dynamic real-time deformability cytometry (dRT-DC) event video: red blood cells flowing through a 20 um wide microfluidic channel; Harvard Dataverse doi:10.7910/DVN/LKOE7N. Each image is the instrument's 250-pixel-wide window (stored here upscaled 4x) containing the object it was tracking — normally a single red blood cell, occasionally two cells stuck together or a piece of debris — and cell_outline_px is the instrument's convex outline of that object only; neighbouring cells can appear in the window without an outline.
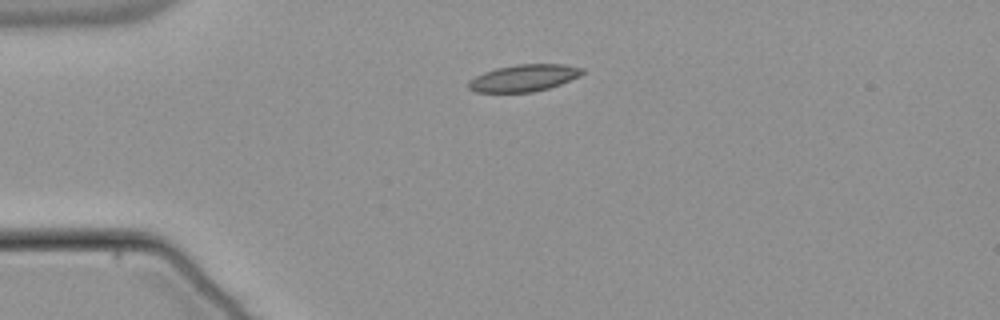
{"species": "common noctule bat (a hibernating species)", "species_latin": "Nyctalus noctula", "temperature_condition": "warm", "stored_images_in_passage": 42, "camera_frame_rate_fps": 3000, "um_per_image_px": 0.085, "animal": {"sex": "male", "body_mass_g": 21.5, "forearm_length_mm": 52.0}, "frame": {"image": 1, "passage_image": 1, "time_ms": 0.0, "image_size_px": [1000, 320], "cell_outline_px": [[584, 72], [580, 76], [560, 84], [548, 88], [532, 92], [476, 92], [468, 88], [468, 84], [476, 76], [484, 72], [496, 68], [516, 64], [564, 64], [584, 68]], "centroid_in_image_um": [44.56, 6.62], "position_along_channel_um": 40.4, "area_um2": 17.74}}
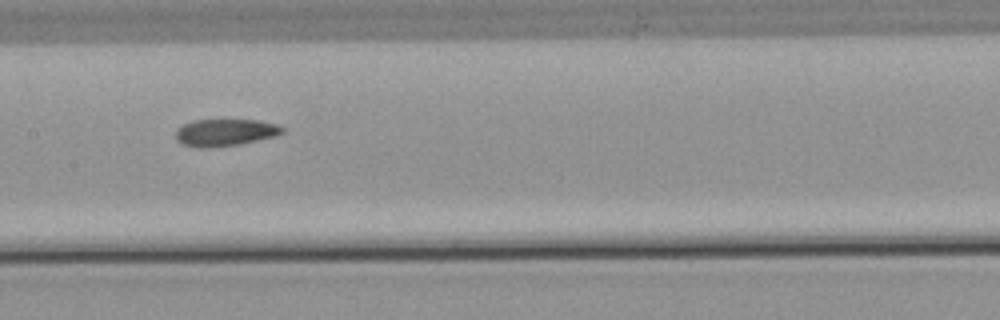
{"frame": {"image": 2, "passage_image": 15, "time_ms": 4.667, "image_size_px": [1000, 320], "cell_outline_px": [[284, 132], [276, 136], [240, 144], [212, 148], [192, 148], [180, 144], [176, 140], [176, 128], [192, 120], [256, 120], [280, 124], [284, 128]], "centroid_in_image_um": [19.11, 11.27], "position_along_channel_um": 188.3, "area_um2": 17.22}}
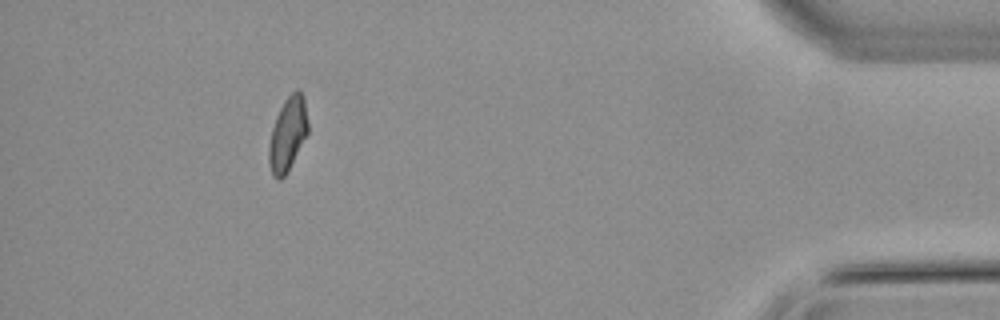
{"frame": {"image": 3, "passage_image": 37, "time_ms": 12.0, "image_size_px": [1000, 320], "cell_outline_px": [[308, 132], [284, 176], [280, 180], [276, 180], [272, 176], [268, 160], [268, 148], [272, 128], [276, 116], [284, 100], [296, 88], [300, 88], [304, 96], [308, 120]], "centroid_in_image_um": [24.45, 11.35], "position_along_channel_um": 410.8, "area_um2": 16.82}, "authors_computed_cell_mechanics": {"area_um2": 17.2533, "velocity_mm_per_s": 3.8134, "shape_relaxation_time_tau1_ms": null, "shape_relaxation_time_tau2_ms": 2.9715, "deformation_change_tau1": null, "deformation_change_tau2": 0.0969}}